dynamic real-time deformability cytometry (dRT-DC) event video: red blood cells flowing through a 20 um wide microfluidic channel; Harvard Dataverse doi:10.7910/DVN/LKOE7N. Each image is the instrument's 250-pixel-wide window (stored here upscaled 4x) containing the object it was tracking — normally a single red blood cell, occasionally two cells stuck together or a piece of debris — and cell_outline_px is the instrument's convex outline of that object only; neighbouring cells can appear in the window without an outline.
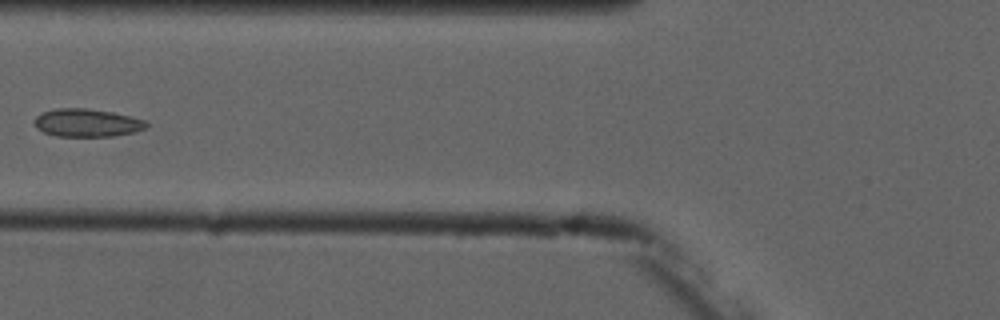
{"species": "common noctule bat (a hibernating species)", "species_latin": "Nyctalus noctula", "temperature_condition": "cold", "stored_images_in_passage": 3, "camera_frame_rate_fps": 3000, "um_per_image_px": 0.085, "animal": {"sex": "male", "forearm_length_mm": 52.5}, "frame": {"image": 1, "passage_image": 3, "time_ms": 2.667, "image_size_px": [1000, 320], "cell_outline_px": [[148, 124], [144, 128], [136, 132], [112, 136], [56, 136], [44, 132], [36, 128], [36, 116], [40, 112], [56, 108], [88, 108], [112, 112], [144, 120]], "centroid_in_image_um": [7.37, 10.43], "position_along_channel_um": 118.4, "area_um2": 18.15}}